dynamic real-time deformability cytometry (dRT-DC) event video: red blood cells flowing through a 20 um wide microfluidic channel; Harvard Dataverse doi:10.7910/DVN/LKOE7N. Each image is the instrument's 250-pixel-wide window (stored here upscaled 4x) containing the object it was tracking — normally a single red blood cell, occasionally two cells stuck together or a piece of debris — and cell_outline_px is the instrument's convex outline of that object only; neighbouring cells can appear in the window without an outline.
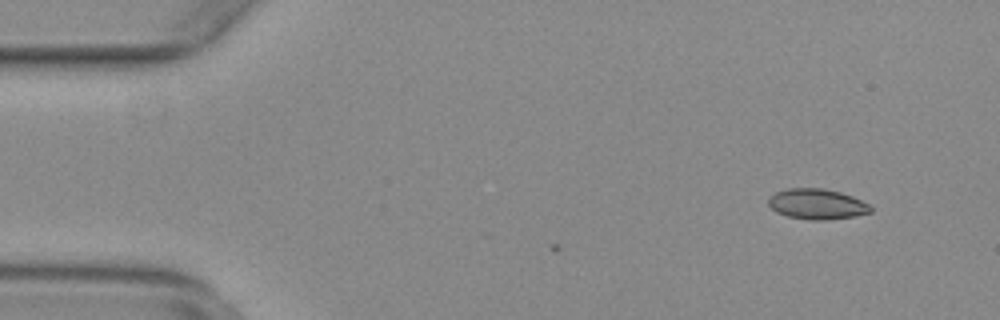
{"species": "common noctule bat (a hibernating species)", "species_latin": "Nyctalus noctula", "temperature_condition": "warm", "stored_images_in_passage": 4, "camera_frame_rate_fps": 3000, "um_per_image_px": 0.085, "animal": {"sex": "female", "body_mass_g": 29.2, "forearm_length_mm": 56.3}, "frame": {"image": 1, "passage_image": 4, "time_ms": 1.0, "image_size_px": [1000, 320], "cell_outline_px": [[872, 212], [856, 216], [824, 220], [808, 220], [788, 216], [776, 212], [768, 204], [768, 196], [776, 192], [788, 188], [824, 188], [840, 192], [852, 196], [868, 204], [872, 208]], "centroid_in_image_um": [69.43, 17.34], "position_along_channel_um": 15.6, "area_um2": 18.21}}